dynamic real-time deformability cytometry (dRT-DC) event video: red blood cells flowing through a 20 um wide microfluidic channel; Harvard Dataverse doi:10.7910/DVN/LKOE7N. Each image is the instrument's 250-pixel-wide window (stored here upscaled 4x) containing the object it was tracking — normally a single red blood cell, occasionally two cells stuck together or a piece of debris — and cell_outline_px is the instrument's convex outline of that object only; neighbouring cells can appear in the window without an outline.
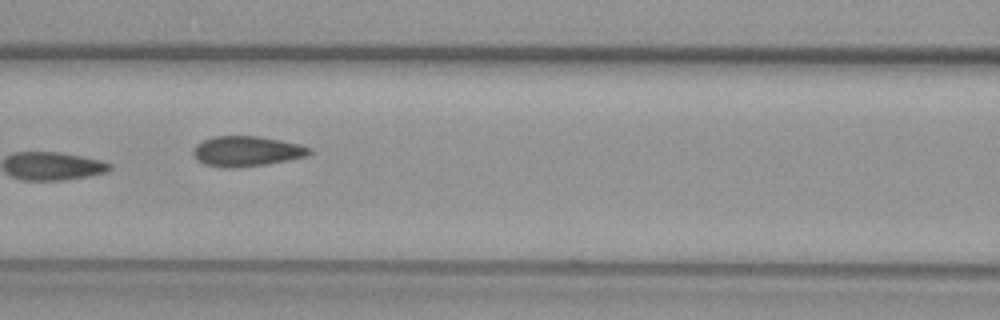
{"species": "common noctule bat (a hibernating species)", "species_latin": "Nyctalus noctula", "temperature_condition": "warm", "stored_images_in_passage": 7, "camera_frame_rate_fps": 3000, "um_per_image_px": 0.085, "animal": {"sex": "female", "body_mass_g": 29.2, "forearm_length_mm": 56.3}, "frame": {"image": 1, "passage_image": 7, "time_ms": 2.0, "image_size_px": [1000, 320], "cell_outline_px": [[312, 152], [308, 156], [268, 164], [236, 168], [220, 168], [208, 164], [200, 160], [192, 152], [196, 144], [212, 136], [260, 136], [300, 144], [312, 148]], "centroid_in_image_um": [21.02, 12.85], "position_along_channel_um": 145.6, "area_um2": 20.52}}